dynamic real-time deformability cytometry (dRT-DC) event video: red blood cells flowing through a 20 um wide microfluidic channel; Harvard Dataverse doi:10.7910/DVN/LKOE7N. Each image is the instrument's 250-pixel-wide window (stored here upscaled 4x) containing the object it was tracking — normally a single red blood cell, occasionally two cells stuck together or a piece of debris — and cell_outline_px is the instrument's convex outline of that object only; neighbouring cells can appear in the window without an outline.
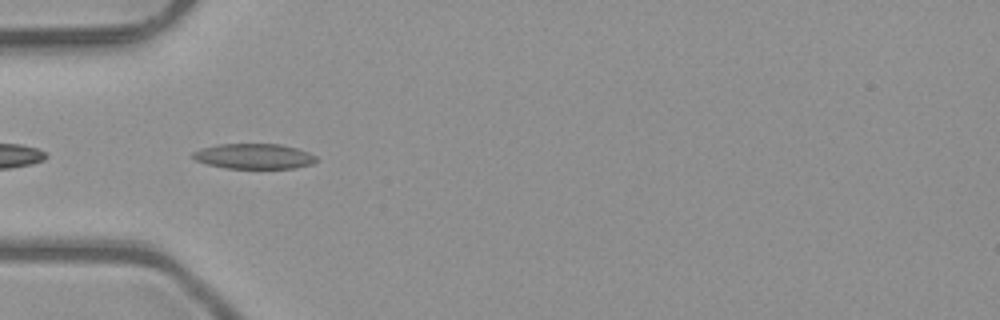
{"species": "common noctule bat (a hibernating species)", "species_latin": "Nyctalus noctula", "temperature_condition": "room temperature", "stored_images_in_passage": 8, "camera_frame_rate_fps": 3000, "um_per_image_px": 0.085, "animal": {"sex": "male", "body_mass_g": 23.1, "forearm_length_mm": 52.7}, "frame": {"image": 1, "passage_image": 4, "time_ms": 1.0, "image_size_px": [1000, 320], "cell_outline_px": [[316, 160], [312, 164], [296, 168], [224, 168], [208, 164], [196, 160], [192, 156], [192, 152], [204, 148], [220, 144], [280, 144], [296, 148], [308, 152], [316, 156]], "centroid_in_image_um": [21.61, 13.28], "position_along_channel_um": 63.4, "area_um2": 17.98}}
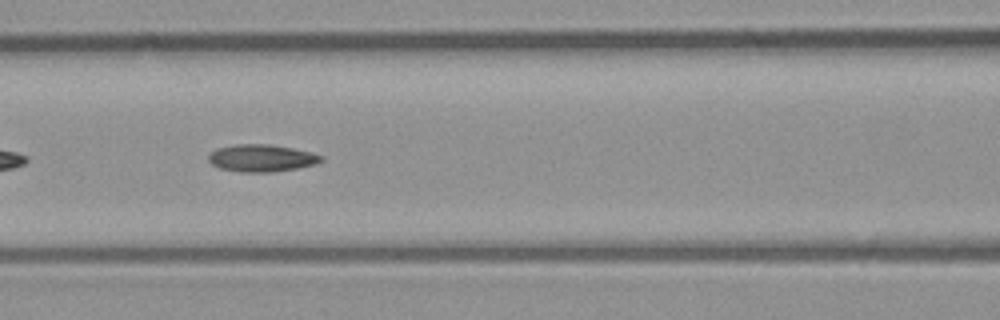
{"frame": {"image": 2, "passage_image": 6, "time_ms": 1.667, "image_size_px": [1000, 320], "cell_outline_px": [[324, 160], [316, 164], [300, 168], [272, 172], [240, 172], [220, 168], [212, 164], [208, 160], [208, 156], [216, 148], [236, 144], [268, 144], [292, 148], [324, 156]], "centroid_in_image_um": [22.24, 13.44], "position_along_channel_um": 144.4, "area_um2": 17.92}}
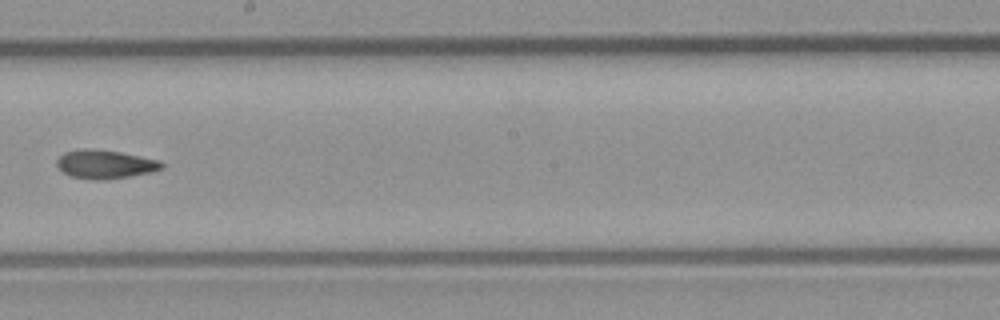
{"frame": {"image": 3, "passage_image": 8, "time_ms": 2.333, "image_size_px": [1000, 320], "cell_outline_px": [[164, 164], [160, 168], [152, 172], [108, 180], [96, 180], [72, 176], [64, 172], [56, 164], [56, 160], [64, 152], [80, 148], [84, 148], [120, 152], [160, 160]], "centroid_in_image_um": [8.93, 13.96], "position_along_channel_um": 239.3, "area_um2": 17.4}}